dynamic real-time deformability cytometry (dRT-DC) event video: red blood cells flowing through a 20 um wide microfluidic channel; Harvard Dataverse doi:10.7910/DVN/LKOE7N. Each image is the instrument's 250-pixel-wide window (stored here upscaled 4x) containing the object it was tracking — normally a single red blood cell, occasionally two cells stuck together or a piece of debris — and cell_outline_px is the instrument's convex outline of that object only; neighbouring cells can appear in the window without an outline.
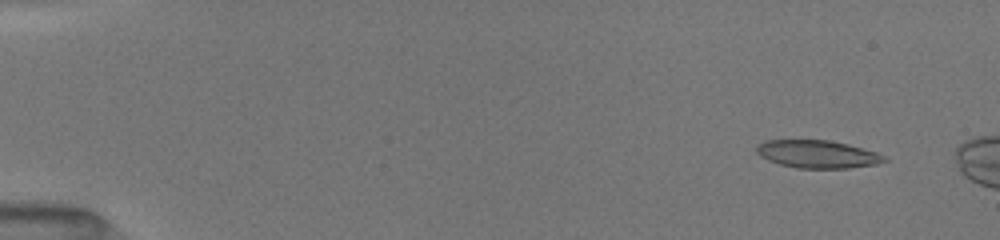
{"species": "common noctule bat (a hibernating species)", "species_latin": "Nyctalus noctula", "temperature_condition": "room temperature", "stored_images_in_passage": 19, "camera_frame_rate_fps": 3000, "um_per_image_px": 0.085, "animal": {"sex": "female", "body_mass_g": 19.5, "forearm_length_mm": 54.1}, "frame": {"image": 1, "passage_image": 1, "time_ms": 0.0, "image_size_px": [1000, 240], "cell_outline_px": [[884, 160], [868, 164], [844, 168], [800, 168], [780, 164], [764, 156], [756, 148], [760, 144], [772, 140], [824, 140], [844, 144], [860, 148], [872, 152], [880, 156]], "centroid_in_image_um": [69.4, 13.1], "position_along_channel_um": 15.6, "area_um2": 19.19}}